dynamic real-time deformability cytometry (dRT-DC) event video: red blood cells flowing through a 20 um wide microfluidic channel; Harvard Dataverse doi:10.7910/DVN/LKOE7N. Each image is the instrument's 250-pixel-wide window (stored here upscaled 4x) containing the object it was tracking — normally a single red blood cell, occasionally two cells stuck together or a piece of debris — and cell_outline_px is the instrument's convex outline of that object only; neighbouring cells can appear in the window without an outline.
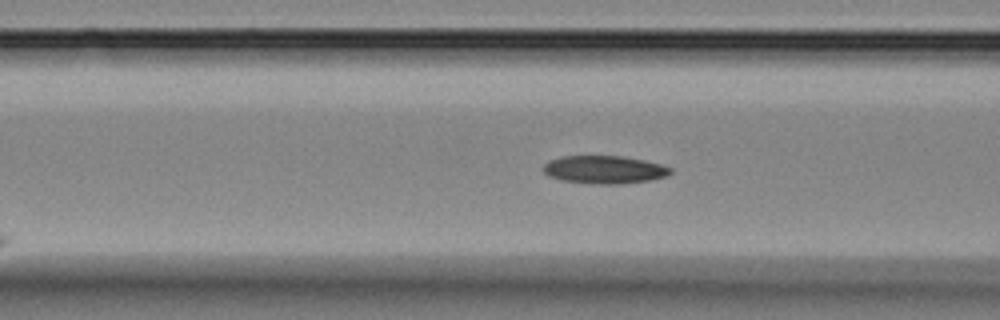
{"species": "Egyptian fruit bat (a non-hibernating species)", "species_latin": "Rousettus aegyptiacus", "temperature_condition": "room temperature", "stored_images_in_passage": 6, "segment_of_instrument_passage": [2, 2], "camera_frame_rate_fps": 3000, "um_per_image_px": 0.085, "animal": {"sex": "female"}, "frame": {"image": 1, "passage_image": 6, "time_ms": 6.667, "image_size_px": [1000, 320], "cell_outline_px": [[672, 172], [668, 176], [652, 180], [620, 184], [596, 184], [564, 180], [548, 176], [540, 168], [548, 160], [560, 156], [620, 156], [644, 160], [660, 164], [672, 168]], "centroid_in_image_um": [51.36, 14.42], "position_along_channel_um": 115.2, "area_um2": 20.87}}